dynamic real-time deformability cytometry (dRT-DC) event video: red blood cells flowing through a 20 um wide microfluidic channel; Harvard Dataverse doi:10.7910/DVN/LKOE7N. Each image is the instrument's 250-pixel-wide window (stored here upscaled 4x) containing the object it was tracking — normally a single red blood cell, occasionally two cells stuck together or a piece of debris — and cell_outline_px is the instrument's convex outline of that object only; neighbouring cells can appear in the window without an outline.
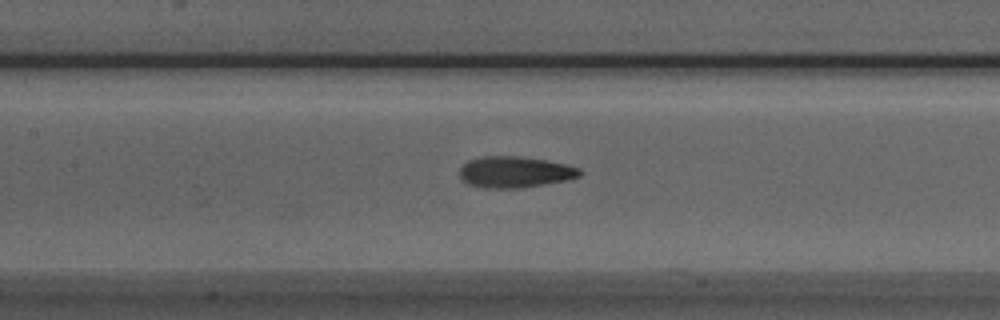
{"species": "Egyptian fruit bat (a non-hibernating species)", "species_latin": "Rousettus aegyptiacus", "temperature_condition": "room temperature", "stored_images_in_passage": 29, "camera_frame_rate_fps": 3000, "um_per_image_px": 0.085, "animal": {"sex": "male"}, "frame": {"image": 1, "passage_image": 10, "time_ms": 3.0, "image_size_px": [1000, 320], "cell_outline_px": [[580, 176], [568, 180], [520, 188], [484, 188], [468, 184], [460, 180], [460, 168], [468, 160], [484, 156], [516, 156], [544, 160], [568, 164], [580, 168]], "centroid_in_image_um": [43.75, 14.63], "position_along_channel_um": 163.7, "area_um2": 21.91}}
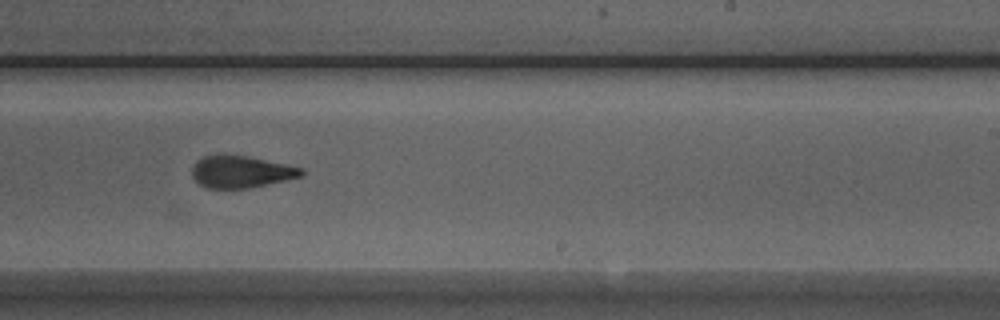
{"frame": {"image": 2, "passage_image": 18, "time_ms": 5.667, "image_size_px": [1000, 320], "cell_outline_px": [[304, 176], [288, 180], [248, 188], [208, 188], [200, 184], [192, 176], [192, 168], [196, 160], [204, 156], [248, 156], [304, 168]], "centroid_in_image_um": [20.54, 14.61], "position_along_channel_um": 268.5, "area_um2": 20.23}}
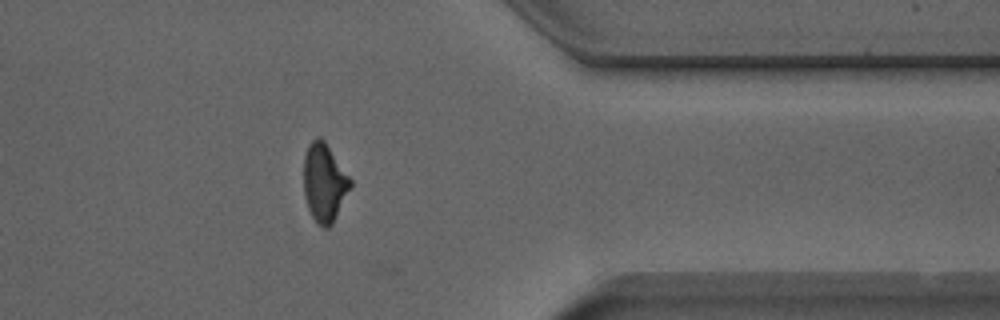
{"frame": {"image": 3, "passage_image": 28, "time_ms": 9.0, "image_size_px": [1000, 320], "cell_outline_px": [[352, 184], [332, 224], [328, 228], [324, 228], [316, 224], [308, 208], [304, 196], [304, 156], [308, 144], [316, 136], [320, 136], [324, 140], [352, 180]], "centroid_in_image_um": [27.55, 15.52], "position_along_channel_um": 383.9, "area_um2": 21.27}, "authors_computed_cell_mechanics": {"area_um2": 21.386, "velocity_mm_per_s": 3.9439, "shape_relaxation_time_tau1_ms": 6.4576, "shape_relaxation_time_tau2_ms": 1.6758, "deformation_change_tau1": 0.1811, "deformation_change_tau2": 0.0999}}